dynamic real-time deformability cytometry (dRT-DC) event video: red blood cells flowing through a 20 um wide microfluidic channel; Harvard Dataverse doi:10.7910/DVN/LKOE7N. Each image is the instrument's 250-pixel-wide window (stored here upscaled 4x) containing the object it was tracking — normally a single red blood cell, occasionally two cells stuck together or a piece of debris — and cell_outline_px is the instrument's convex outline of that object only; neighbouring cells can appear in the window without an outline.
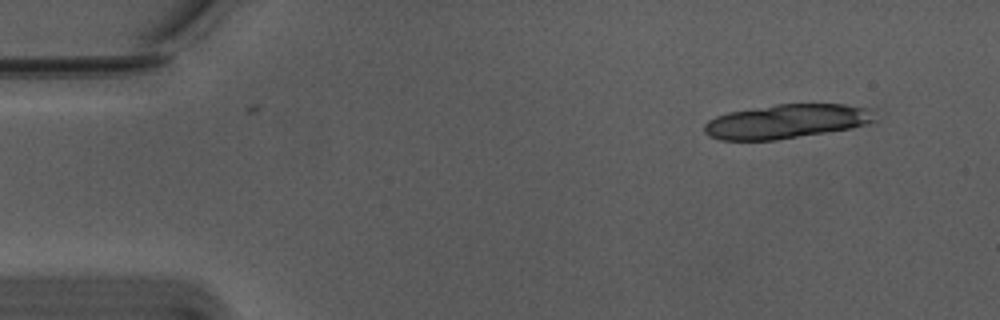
{"species": "Egyptian fruit bat (a non-hibernating species)", "species_latin": "Rousettus aegyptiacus", "temperature_condition": "warm", "stored_images_in_passage": 2, "camera_frame_rate_fps": 3000, "um_per_image_px": 0.085, "animal": {"sex": "male"}, "frame": {"image": 1, "passage_image": 1, "time_ms": 0.0, "image_size_px": [1000, 320], "cell_outline_px": [[880, 120], [852, 128], [776, 140], [720, 140], [708, 136], [704, 132], [704, 124], [708, 120], [716, 116], [728, 112], [776, 104], [844, 104], [868, 108]], "centroid_in_image_um": [66.85, 10.32], "position_along_channel_um": 18.1, "area_um2": 34.1}}